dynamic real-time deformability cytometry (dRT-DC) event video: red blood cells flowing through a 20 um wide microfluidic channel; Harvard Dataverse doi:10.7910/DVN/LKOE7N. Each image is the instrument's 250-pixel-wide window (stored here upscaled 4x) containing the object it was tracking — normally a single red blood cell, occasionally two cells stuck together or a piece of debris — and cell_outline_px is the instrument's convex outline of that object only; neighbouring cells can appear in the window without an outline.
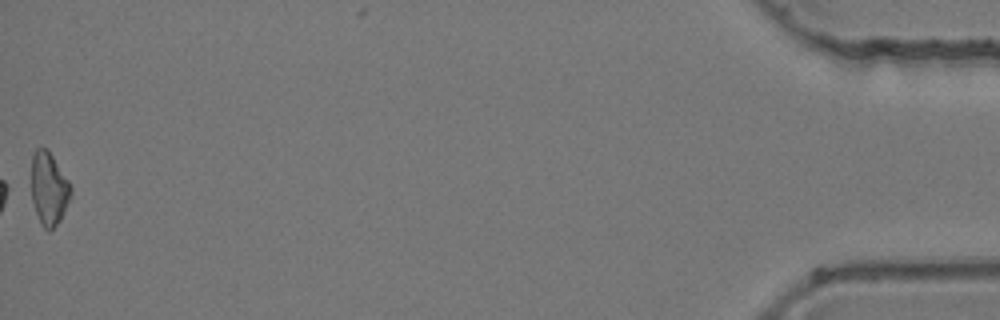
{"species": "common noctule bat (a hibernating species)", "species_latin": "Nyctalus noctula", "temperature_condition": "room temperature", "stored_images_in_passage": 53, "camera_frame_rate_fps": 3000, "um_per_image_px": 0.085, "animal": {"sex": "female", "body_mass_g": 24.6, "forearm_length_mm": 56.2}, "frame": {"image": 1, "passage_image": 53, "time_ms": 17.333, "image_size_px": [1000, 320], "cell_outline_px": [[72, 192], [60, 220], [48, 232], [40, 224], [32, 200], [32, 156], [36, 148], [48, 148], [68, 180], [72, 188]], "centroid_in_image_um": [4.15, 16.02], "position_along_channel_um": 431.0, "area_um2": 16.65}}